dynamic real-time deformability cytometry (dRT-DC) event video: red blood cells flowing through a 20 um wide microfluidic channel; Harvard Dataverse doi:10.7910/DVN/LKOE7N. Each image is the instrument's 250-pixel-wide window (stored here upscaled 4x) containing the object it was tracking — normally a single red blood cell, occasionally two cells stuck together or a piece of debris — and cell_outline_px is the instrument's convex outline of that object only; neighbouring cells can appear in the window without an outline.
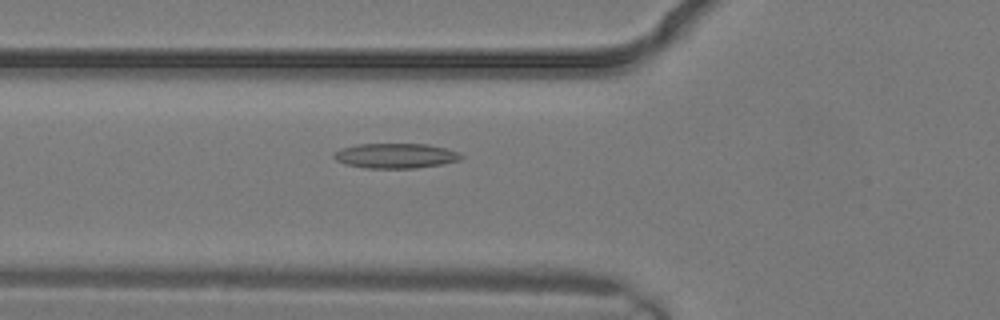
{"species": "common noctule bat (a hibernating species)", "species_latin": "Nyctalus noctula", "temperature_condition": "warm", "stored_images_in_passage": 4, "camera_frame_rate_fps": 3000, "um_per_image_px": 0.085, "animal": {"sex": "male", "body_mass_g": 19.2, "forearm_length_mm": 51.8}, "frame": {"image": 1, "passage_image": 4, "time_ms": 1.0, "image_size_px": [1000, 320], "cell_outline_px": [[464, 156], [460, 160], [440, 164], [416, 168], [364, 168], [344, 164], [336, 160], [332, 156], [336, 152], [344, 148], [356, 144], [428, 144], [460, 152]], "centroid_in_image_um": [33.63, 13.24], "position_along_channel_um": 92.2, "area_um2": 18.44}}